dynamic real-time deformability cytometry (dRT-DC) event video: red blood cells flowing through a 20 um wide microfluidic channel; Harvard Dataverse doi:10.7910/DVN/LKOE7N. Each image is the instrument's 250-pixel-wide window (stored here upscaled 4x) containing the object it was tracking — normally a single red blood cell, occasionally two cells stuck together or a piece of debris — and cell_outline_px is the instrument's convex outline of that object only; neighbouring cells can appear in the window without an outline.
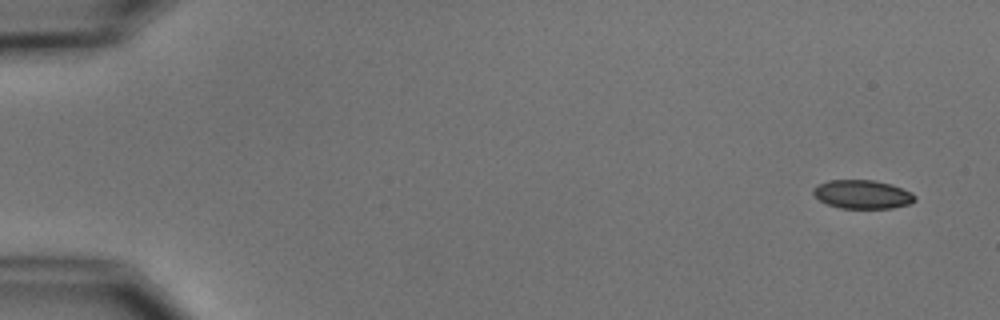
{"species": "common noctule bat (a hibernating species)", "species_latin": "Nyctalus noctula", "temperature_condition": "cold", "stored_images_in_passage": 5, "segment_of_instrument_passage": [1, 2], "camera_frame_rate_fps": 3000, "um_per_image_px": 0.085, "animal": {"sex": "male", "body_mass_g": 15.6}, "frame": {"image": 1, "passage_image": 1, "time_ms": 0.0, "image_size_px": [1000, 320], "cell_outline_px": [[916, 200], [908, 204], [892, 208], [840, 208], [828, 204], [820, 200], [812, 192], [812, 188], [816, 184], [828, 180], [872, 180], [892, 184], [912, 192], [916, 196]], "centroid_in_image_um": [73.3, 16.51], "position_along_channel_um": 11.7, "area_um2": 17.05}}